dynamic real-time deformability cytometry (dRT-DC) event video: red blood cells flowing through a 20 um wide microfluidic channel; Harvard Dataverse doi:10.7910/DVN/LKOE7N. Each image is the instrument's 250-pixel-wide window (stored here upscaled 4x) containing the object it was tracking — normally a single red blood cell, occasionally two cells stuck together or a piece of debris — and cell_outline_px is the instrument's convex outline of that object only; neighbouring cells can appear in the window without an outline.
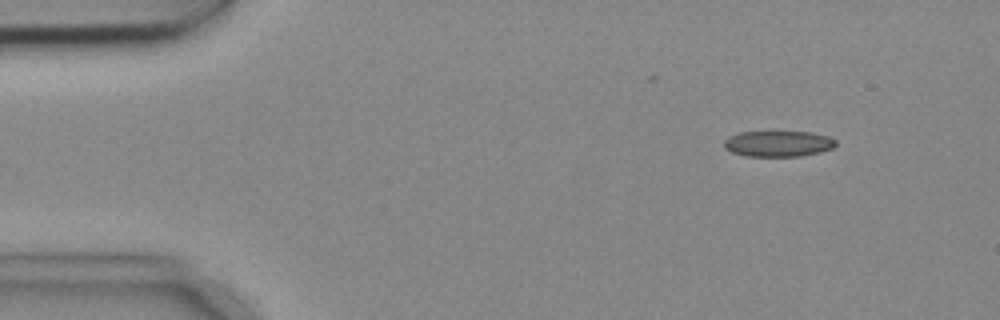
{"species": "common noctule bat (a hibernating species)", "species_latin": "Nyctalus noctula", "temperature_condition": "cold", "stored_images_in_passage": 7, "camera_frame_rate_fps": 3000, "um_per_image_px": 0.085, "animal": {"sex": "female", "body_mass_g": 18.4}, "frame": {"image": 1, "passage_image": 1, "time_ms": 0.0, "image_size_px": [1000, 320], "cell_outline_px": [[836, 144], [832, 148], [820, 152], [800, 156], [748, 156], [732, 152], [724, 148], [724, 140], [728, 136], [740, 132], [812, 132], [828, 136], [836, 140]], "centroid_in_image_um": [66.14, 12.21], "position_along_channel_um": 18.9, "area_um2": 16.82}}
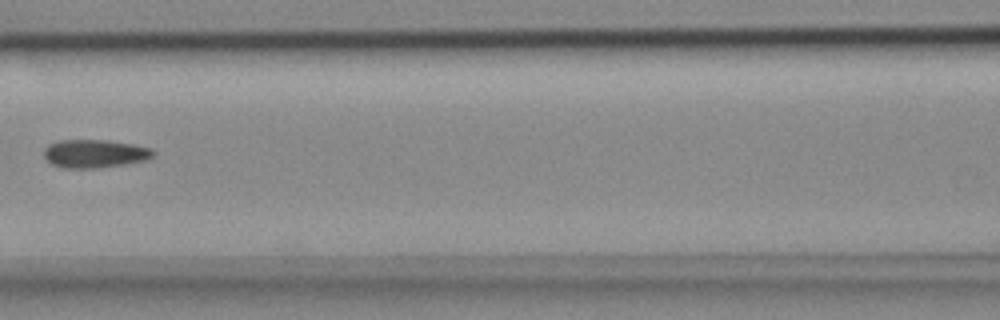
{"frame": {"image": 2, "passage_image": 6, "time_ms": 1.667, "image_size_px": [1000, 320], "cell_outline_px": [[156, 152], [148, 160], [124, 164], [96, 168], [64, 168], [52, 164], [44, 156], [44, 148], [48, 144], [60, 140], [108, 140], [132, 144], [152, 148]], "centroid_in_image_um": [8.06, 13.05], "position_along_channel_um": 158.5, "area_um2": 18.03}}
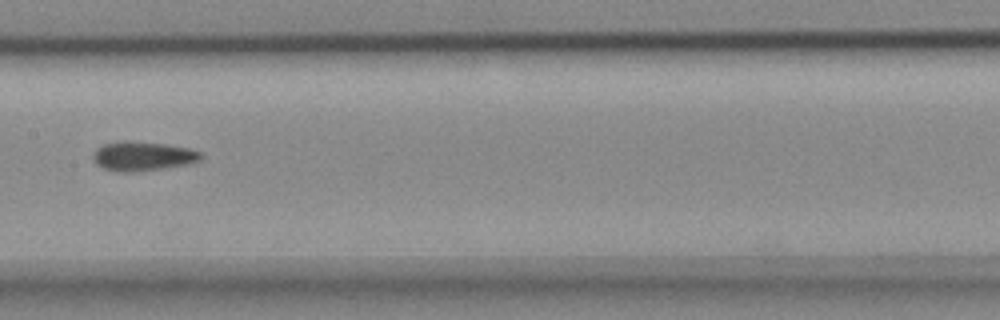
{"frame": {"image": 3, "passage_image": 7, "time_ms": 2.0, "image_size_px": [1000, 320], "cell_outline_px": [[204, 156], [200, 160], [188, 164], [164, 168], [136, 172], [116, 172], [104, 168], [96, 164], [92, 156], [96, 148], [104, 144], [120, 140], [128, 140], [164, 144], [188, 148], [200, 152]], "centroid_in_image_um": [12.11, 13.27], "position_along_channel_um": 195.3, "area_um2": 18.55}}